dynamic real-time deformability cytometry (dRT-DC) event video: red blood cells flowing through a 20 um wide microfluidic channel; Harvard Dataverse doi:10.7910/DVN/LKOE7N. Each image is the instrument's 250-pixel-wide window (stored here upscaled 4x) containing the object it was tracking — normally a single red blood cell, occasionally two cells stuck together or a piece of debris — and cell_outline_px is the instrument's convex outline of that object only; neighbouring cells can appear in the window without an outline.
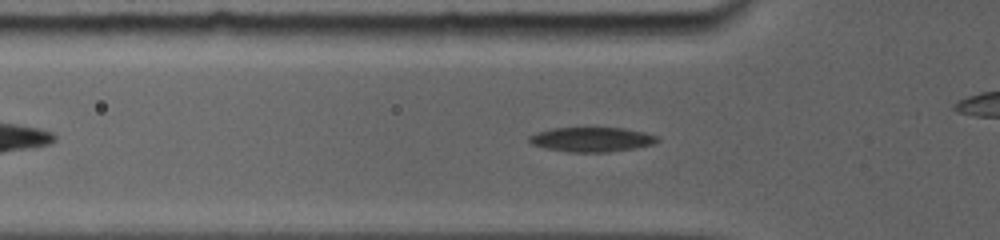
{"species": "common noctule bat (a hibernating species)", "species_latin": "Nyctalus noctula", "temperature_condition": "room temperature", "stored_images_in_passage": 50, "camera_frame_rate_fps": 5000, "um_per_image_px": 0.085, "animal": {"sex": "female", "body_mass_g": 19.0, "forearm_length_mm": 56.7}, "frame": {"image": 1, "passage_image": 8, "time_ms": 2.0, "image_size_px": [1000, 240], "cell_outline_px": [[660, 140], [656, 144], [636, 148], [608, 152], [568, 152], [544, 148], [532, 144], [528, 140], [528, 136], [536, 132], [552, 128], [624, 128], [644, 132], [656, 136]], "centroid_in_image_um": [50.3, 11.86], "position_along_channel_um": 75.5, "area_um2": 18.5}}
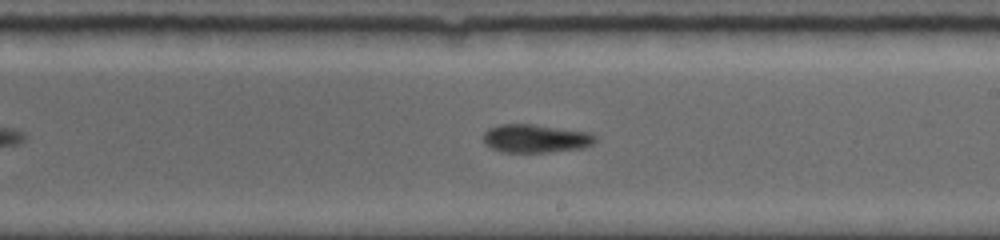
{"frame": {"image": 2, "passage_image": 25, "time_ms": 6.4, "image_size_px": [1000, 240], "cell_outline_px": [[596, 140], [592, 144], [584, 148], [548, 152], [500, 152], [484, 144], [484, 132], [488, 128], [500, 124], [532, 124], [588, 132], [596, 136]], "centroid_in_image_um": [45.51, 11.77], "position_along_channel_um": 243.5, "area_um2": 18.5}}
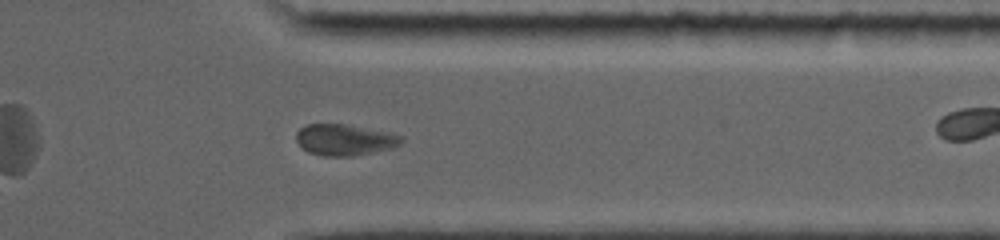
{"frame": {"image": 3, "passage_image": 38, "time_ms": 10.0, "image_size_px": [1000, 240], "cell_outline_px": [[404, 140], [400, 144], [392, 148], [352, 156], [324, 156], [308, 152], [300, 148], [296, 140], [296, 132], [300, 128], [308, 124], [348, 124], [392, 132], [404, 136]], "centroid_in_image_um": [29.31, 11.87], "position_along_channel_um": 382.1, "area_um2": 19.48}, "authors_computed_cell_mechanics": {"area_um2": 19.2474, "velocity_mm_per_s": 3.8179, "shape_relaxation_time_tau1_ms": null, "shape_relaxation_time_tau2_ms": 2.5725, "deformation_change_tau1": null, "deformation_change_tau2": 0.0767}}